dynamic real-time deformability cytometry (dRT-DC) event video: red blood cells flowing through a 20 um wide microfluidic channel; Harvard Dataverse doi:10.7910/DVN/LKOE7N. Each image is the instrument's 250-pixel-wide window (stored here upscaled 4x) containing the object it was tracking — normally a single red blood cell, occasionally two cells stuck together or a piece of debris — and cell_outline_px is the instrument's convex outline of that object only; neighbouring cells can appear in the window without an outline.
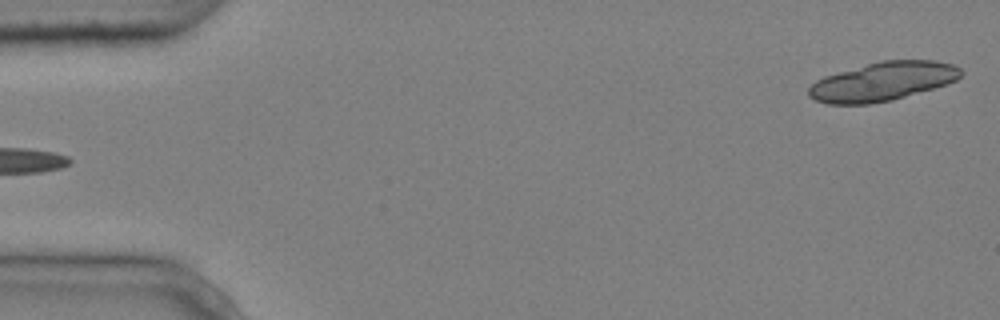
{"species": "common noctule bat (a hibernating species)", "species_latin": "Nyctalus noctula", "temperature_condition": "cold", "stored_images_in_passage": 5, "segment_of_instrument_passage": [2, 2], "camera_frame_rate_fps": 3000, "um_per_image_px": 0.085, "animal": {"sex": "male", "body_mass_g": 20.4}, "frame": {"image": 1, "passage_image": 5, "time_ms": 1.333, "image_size_px": [1000, 320], "cell_outline_px": [[964, 72], [956, 80], [932, 88], [892, 100], [868, 104], [828, 104], [816, 100], [808, 96], [808, 88], [816, 80], [824, 76], [880, 60], [936, 60], [952, 64], [960, 68]], "centroid_in_image_um": [75.01, 6.92], "position_along_channel_um": 10.0, "area_um2": 34.22}}